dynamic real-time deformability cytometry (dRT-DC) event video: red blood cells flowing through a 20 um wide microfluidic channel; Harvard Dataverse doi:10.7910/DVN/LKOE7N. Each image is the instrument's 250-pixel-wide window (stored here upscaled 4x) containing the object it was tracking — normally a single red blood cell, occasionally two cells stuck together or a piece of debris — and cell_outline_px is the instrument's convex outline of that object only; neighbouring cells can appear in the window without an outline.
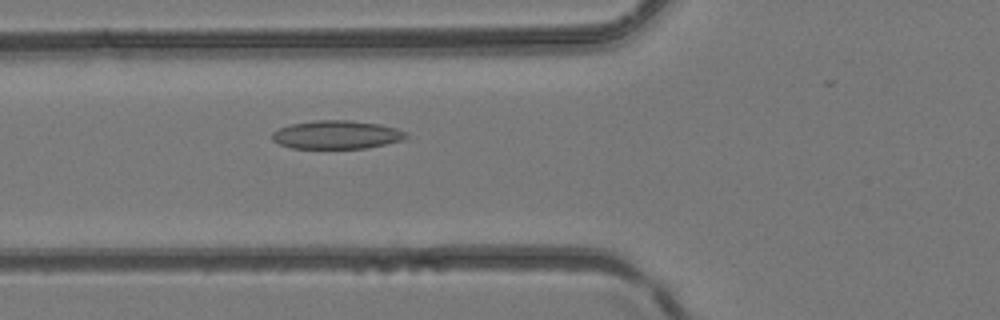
{"species": "common noctule bat (a hibernating species)", "species_latin": "Nyctalus noctula", "temperature_condition": "room temperature", "stored_images_in_passage": 37, "camera_frame_rate_fps": 3000, "um_per_image_px": 0.085, "animal": {"sex": "female", "body_mass_g": 24.6, "forearm_length_mm": 56.2}, "frame": {"image": 1, "passage_image": 17, "time_ms": 5.333, "image_size_px": [1000, 320], "cell_outline_px": [[408, 140], [368, 148], [292, 148], [280, 144], [272, 140], [272, 132], [280, 128], [292, 124], [312, 120], [352, 120], [380, 124], [396, 128], [408, 132]], "centroid_in_image_um": [28.7, 11.45], "position_along_channel_um": 97.1, "area_um2": 22.48}}
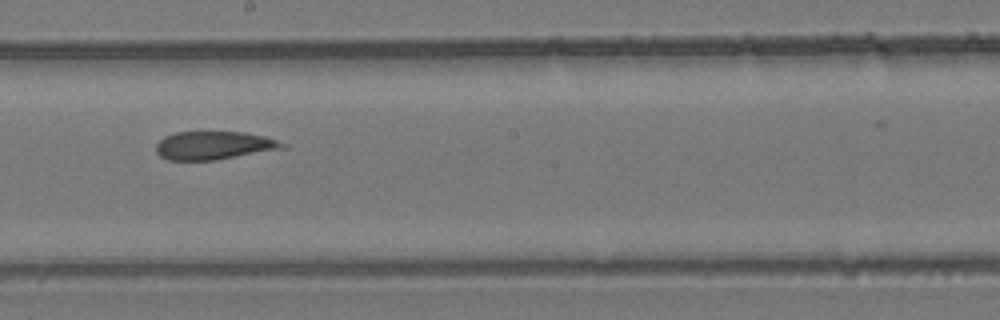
{"frame": {"image": 2, "passage_image": 25, "time_ms": 8.0, "image_size_px": [1000, 320], "cell_outline_px": [[288, 148], [216, 160], [168, 160], [160, 156], [156, 152], [156, 144], [164, 136], [176, 132], [244, 132], [264, 136], [288, 144]], "centroid_in_image_um": [18.21, 12.37], "position_along_channel_um": 230.0, "area_um2": 20.98}}
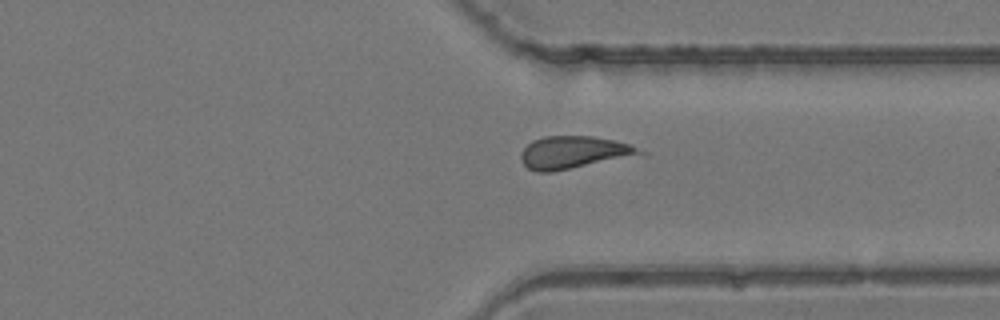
{"frame": {"image": 3, "passage_image": 33, "time_ms": 10.667, "image_size_px": [1000, 320], "cell_outline_px": [[648, 156], [552, 172], [536, 172], [528, 168], [520, 160], [520, 152], [532, 140], [544, 136], [592, 136], [612, 140], [628, 144], [648, 152]], "centroid_in_image_um": [48.87, 12.98], "position_along_channel_um": 362.5, "area_um2": 23.41}}